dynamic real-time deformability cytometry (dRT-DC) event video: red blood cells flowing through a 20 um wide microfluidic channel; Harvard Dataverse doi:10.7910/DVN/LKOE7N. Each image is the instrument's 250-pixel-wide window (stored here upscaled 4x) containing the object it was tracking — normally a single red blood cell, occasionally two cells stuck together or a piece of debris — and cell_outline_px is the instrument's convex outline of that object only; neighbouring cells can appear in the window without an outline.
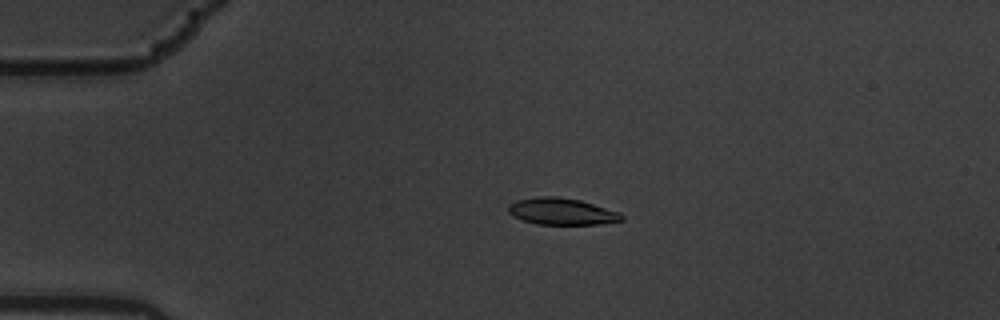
{"species": "common noctule bat (a hibernating species)", "species_latin": "Nyctalus noctula", "temperature_condition": "warm", "stored_images_in_passage": 8, "camera_frame_rate_fps": 3000, "um_per_image_px": 0.085, "animal": {"sex": "male", "body_mass_g": 19.5, "forearm_length_mm": 54.6}, "frame": {"image": 1, "passage_image": 2, "time_ms": 0.333, "image_size_px": [1000, 320], "cell_outline_px": [[624, 220], [600, 224], [536, 224], [512, 216], [508, 212], [508, 204], [516, 200], [544, 196], [556, 196], [580, 200], [620, 212], [624, 216]], "centroid_in_image_um": [47.75, 17.97], "position_along_channel_um": 37.3, "area_um2": 17.63}}
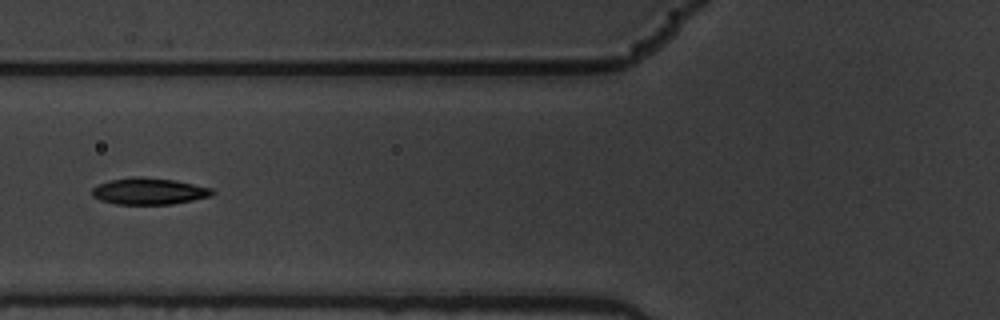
{"frame": {"image": 2, "passage_image": 5, "time_ms": 1.333, "image_size_px": [1000, 320], "cell_outline_px": [[216, 192], [212, 196], [172, 204], [116, 204], [100, 200], [92, 196], [92, 188], [100, 184], [112, 180], [132, 176], [140, 176], [176, 180], [212, 188]], "centroid_in_image_um": [12.69, 16.25], "position_along_channel_um": 113.1, "area_um2": 18.67}}
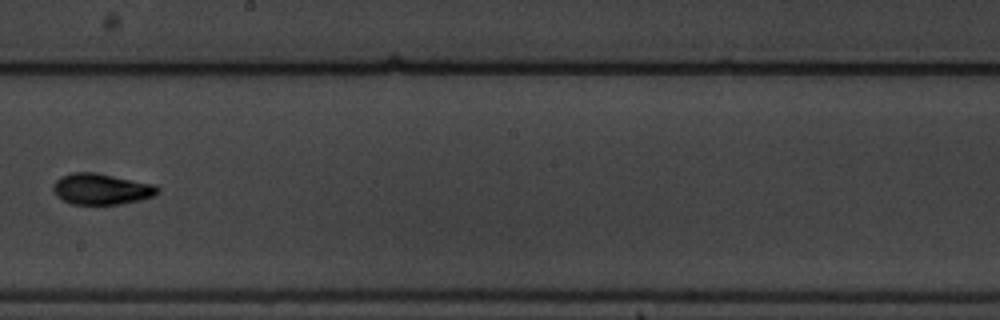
{"frame": {"image": 3, "passage_image": 8, "time_ms": 2.333, "image_size_px": [1000, 320], "cell_outline_px": [[160, 192], [156, 196], [140, 200], [120, 204], [72, 204], [56, 196], [52, 188], [52, 184], [60, 176], [72, 172], [96, 172], [152, 184], [160, 188]], "centroid_in_image_um": [8.61, 16.06], "position_along_channel_um": 239.6, "area_um2": 19.02}}